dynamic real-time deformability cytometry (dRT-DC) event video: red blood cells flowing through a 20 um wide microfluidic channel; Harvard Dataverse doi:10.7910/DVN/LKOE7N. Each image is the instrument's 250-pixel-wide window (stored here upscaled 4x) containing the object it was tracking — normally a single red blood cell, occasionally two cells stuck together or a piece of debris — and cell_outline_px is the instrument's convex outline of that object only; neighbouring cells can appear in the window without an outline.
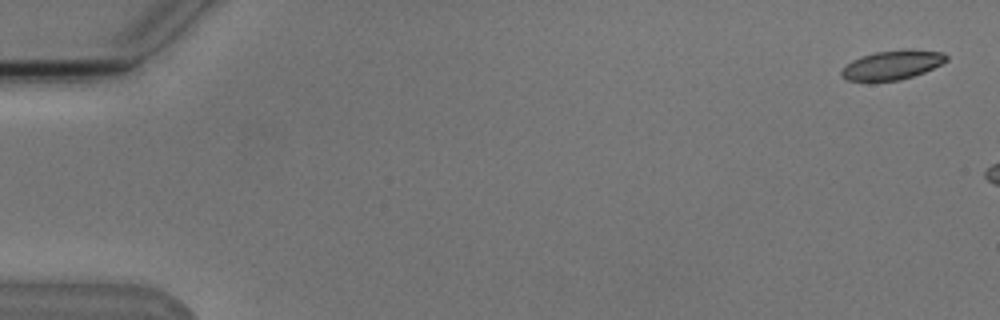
{"species": "Egyptian fruit bat (a non-hibernating species)", "species_latin": "Rousettus aegyptiacus", "temperature_condition": "cold", "stored_images_in_passage": 3, "camera_frame_rate_fps": 3000, "um_per_image_px": 0.085, "animal": {"sex": "male"}, "frame": {"image": 1, "passage_image": 1, "time_ms": 0.0, "image_size_px": [1000, 320], "cell_outline_px": [[948, 60], [924, 72], [900, 80], [848, 80], [840, 76], [840, 72], [852, 60], [876, 52], [908, 48], [940, 52], [948, 56]], "centroid_in_image_um": [75.87, 5.5], "position_along_channel_um": 9.1, "area_um2": 17.51}}